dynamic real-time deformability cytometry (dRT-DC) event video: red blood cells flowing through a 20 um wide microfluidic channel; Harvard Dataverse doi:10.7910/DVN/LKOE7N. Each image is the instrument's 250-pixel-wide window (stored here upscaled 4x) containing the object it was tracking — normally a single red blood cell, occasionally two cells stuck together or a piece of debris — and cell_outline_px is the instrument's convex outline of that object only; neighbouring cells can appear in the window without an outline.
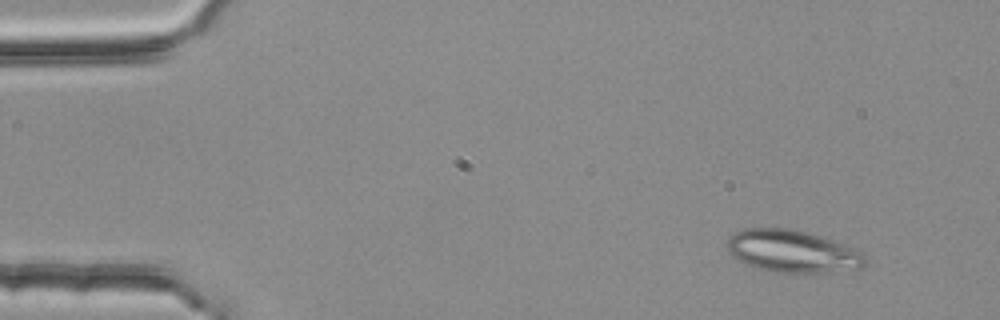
{"species": "common noctule bat (a hibernating species)", "species_latin": "Nyctalus noctula", "temperature_condition": "room temperature", "stored_images_in_passage": 3, "camera_frame_rate_fps": 3000, "um_per_image_px": 0.085, "animal": {"sex": "female", "body_mass_g": 25.1}, "frame": {"image": 1, "passage_image": 1, "time_ms": 0.0, "image_size_px": [1000, 320], "cell_outline_px": [[868, 264], [860, 268], [824, 272], [772, 272], [748, 264], [732, 256], [728, 252], [728, 236], [744, 228], [788, 228], [808, 232], [844, 244], [864, 252], [868, 260]], "centroid_in_image_um": [67.39, 21.35], "position_along_channel_um": 17.6, "area_um2": 33.99}}